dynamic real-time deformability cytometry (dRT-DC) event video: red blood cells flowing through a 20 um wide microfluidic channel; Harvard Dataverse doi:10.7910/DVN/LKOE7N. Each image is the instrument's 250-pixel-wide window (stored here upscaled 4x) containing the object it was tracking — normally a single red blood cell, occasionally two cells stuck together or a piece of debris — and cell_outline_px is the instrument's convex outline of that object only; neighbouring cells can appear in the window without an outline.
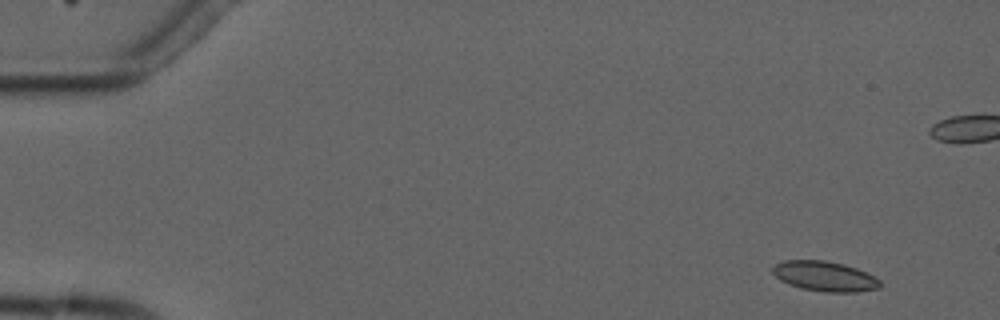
{"species": "common noctule bat (a hibernating species)", "species_latin": "Nyctalus noctula", "temperature_condition": "cold", "stored_images_in_passage": 6, "camera_frame_rate_fps": 3000, "um_per_image_px": 0.085, "animal": {"sex": "male", "forearm_length_mm": 52.5}, "frame": {"image": 1, "passage_image": 1, "time_ms": 0.0, "image_size_px": [1000, 320], "cell_outline_px": [[880, 288], [856, 292], [824, 292], [800, 288], [788, 284], [780, 280], [768, 268], [784, 260], [824, 260], [844, 264], [856, 268], [880, 280]], "centroid_in_image_um": [70.05, 23.48], "position_along_channel_um": 15.0, "area_um2": 18.84}}